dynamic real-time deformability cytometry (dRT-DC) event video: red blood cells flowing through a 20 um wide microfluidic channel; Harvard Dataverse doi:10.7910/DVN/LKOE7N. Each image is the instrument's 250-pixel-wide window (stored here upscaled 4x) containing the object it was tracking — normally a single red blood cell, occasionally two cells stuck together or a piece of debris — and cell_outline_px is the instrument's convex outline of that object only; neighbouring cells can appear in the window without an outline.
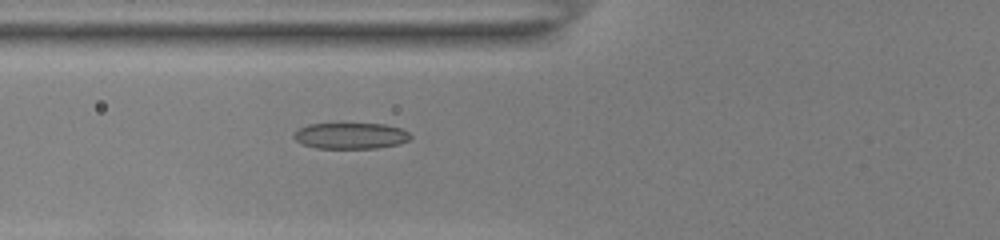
{"species": "common noctule bat (a hibernating species)", "species_latin": "Nyctalus noctula", "temperature_condition": "room temperature", "stored_images_in_passage": 50, "camera_frame_rate_fps": 3000, "um_per_image_px": 0.085, "animal": {"sex": "female", "body_mass_g": 22.0, "forearm_length_mm": 56.7}, "frame": {"image": 1, "passage_image": 19, "time_ms": 6.0, "image_size_px": [1000, 240], "cell_outline_px": [[412, 136], [408, 140], [400, 144], [376, 148], [316, 148], [300, 144], [292, 136], [300, 128], [308, 124], [384, 124], [400, 128], [408, 132]], "centroid_in_image_um": [29.8, 11.55], "position_along_channel_um": 96.0, "area_um2": 17.69}}
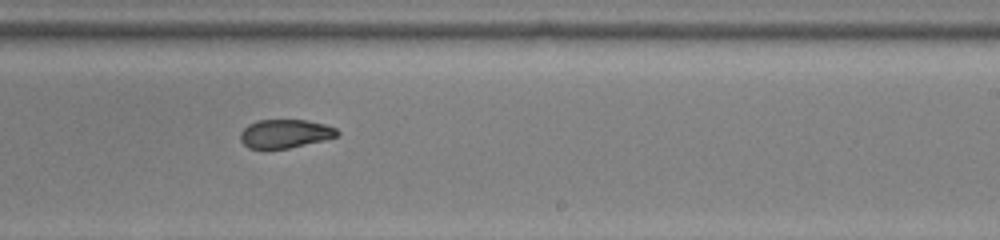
{"frame": {"image": 2, "passage_image": 32, "time_ms": 10.333, "image_size_px": [1000, 240], "cell_outline_px": [[340, 132], [336, 136], [324, 140], [288, 148], [248, 148], [240, 140], [240, 132], [248, 124], [256, 120], [308, 120], [324, 124], [336, 128]], "centroid_in_image_um": [24.22, 11.35], "position_along_channel_um": 264.8, "area_um2": 16.07}}
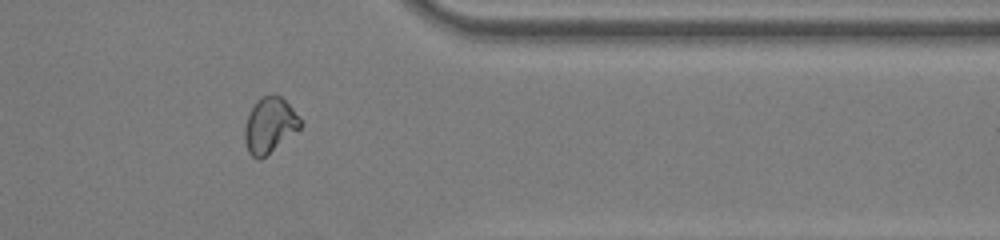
{"frame": {"image": 3, "passage_image": 42, "time_ms": 13.667, "image_size_px": [1000, 240], "cell_outline_px": [[304, 124], [300, 128], [260, 160], [256, 160], [248, 152], [244, 140], [244, 128], [248, 116], [256, 100], [260, 96], [280, 96], [300, 116]], "centroid_in_image_um": [22.92, 10.66], "position_along_channel_um": 388.5, "area_um2": 17.86}, "authors_computed_cell_mechanics": {"area_um2": 18.1492, "velocity_mm_per_s": 3.9028, "shape_relaxation_time_tau1_ms": null, "shape_relaxation_time_tau2_ms": 1.7882, "deformation_change_tau1": null, "deformation_change_tau2": 0.067}}